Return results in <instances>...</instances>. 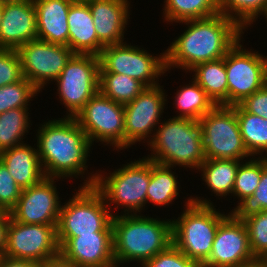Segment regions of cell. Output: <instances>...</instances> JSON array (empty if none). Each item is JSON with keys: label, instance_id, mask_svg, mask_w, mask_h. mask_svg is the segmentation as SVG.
<instances>
[{"label": "cell", "instance_id": "38", "mask_svg": "<svg viewBox=\"0 0 267 267\" xmlns=\"http://www.w3.org/2000/svg\"><path fill=\"white\" fill-rule=\"evenodd\" d=\"M141 267H199L173 243L164 251L147 260Z\"/></svg>", "mask_w": 267, "mask_h": 267}, {"label": "cell", "instance_id": "13", "mask_svg": "<svg viewBox=\"0 0 267 267\" xmlns=\"http://www.w3.org/2000/svg\"><path fill=\"white\" fill-rule=\"evenodd\" d=\"M163 87L160 84L145 88L133 101L124 105L126 150L138 142L148 144L152 140L168 104Z\"/></svg>", "mask_w": 267, "mask_h": 267}, {"label": "cell", "instance_id": "35", "mask_svg": "<svg viewBox=\"0 0 267 267\" xmlns=\"http://www.w3.org/2000/svg\"><path fill=\"white\" fill-rule=\"evenodd\" d=\"M249 246L258 262H267V210L245 218Z\"/></svg>", "mask_w": 267, "mask_h": 267}, {"label": "cell", "instance_id": "10", "mask_svg": "<svg viewBox=\"0 0 267 267\" xmlns=\"http://www.w3.org/2000/svg\"><path fill=\"white\" fill-rule=\"evenodd\" d=\"M99 56L74 54L54 81L59 101L66 108L64 117H75L99 91Z\"/></svg>", "mask_w": 267, "mask_h": 267}, {"label": "cell", "instance_id": "25", "mask_svg": "<svg viewBox=\"0 0 267 267\" xmlns=\"http://www.w3.org/2000/svg\"><path fill=\"white\" fill-rule=\"evenodd\" d=\"M242 161L233 159H206L199 167L202 181L211 194L219 199L232 196L237 169ZM201 171V172H200Z\"/></svg>", "mask_w": 267, "mask_h": 267}, {"label": "cell", "instance_id": "31", "mask_svg": "<svg viewBox=\"0 0 267 267\" xmlns=\"http://www.w3.org/2000/svg\"><path fill=\"white\" fill-rule=\"evenodd\" d=\"M146 87L138 80L117 73H99V91L119 104L133 101Z\"/></svg>", "mask_w": 267, "mask_h": 267}, {"label": "cell", "instance_id": "45", "mask_svg": "<svg viewBox=\"0 0 267 267\" xmlns=\"http://www.w3.org/2000/svg\"><path fill=\"white\" fill-rule=\"evenodd\" d=\"M103 267H120V265L116 262H113V263L106 265V266H103Z\"/></svg>", "mask_w": 267, "mask_h": 267}, {"label": "cell", "instance_id": "23", "mask_svg": "<svg viewBox=\"0 0 267 267\" xmlns=\"http://www.w3.org/2000/svg\"><path fill=\"white\" fill-rule=\"evenodd\" d=\"M0 160L21 190L36 185L45 178L35 144L33 147L23 143L2 151Z\"/></svg>", "mask_w": 267, "mask_h": 267}, {"label": "cell", "instance_id": "20", "mask_svg": "<svg viewBox=\"0 0 267 267\" xmlns=\"http://www.w3.org/2000/svg\"><path fill=\"white\" fill-rule=\"evenodd\" d=\"M91 11L99 43L103 46L124 42L130 19L131 0H85Z\"/></svg>", "mask_w": 267, "mask_h": 267}, {"label": "cell", "instance_id": "37", "mask_svg": "<svg viewBox=\"0 0 267 267\" xmlns=\"http://www.w3.org/2000/svg\"><path fill=\"white\" fill-rule=\"evenodd\" d=\"M23 78L21 61L17 50L0 49V87Z\"/></svg>", "mask_w": 267, "mask_h": 267}, {"label": "cell", "instance_id": "41", "mask_svg": "<svg viewBox=\"0 0 267 267\" xmlns=\"http://www.w3.org/2000/svg\"><path fill=\"white\" fill-rule=\"evenodd\" d=\"M39 267H78L73 262L65 258L61 253L39 263Z\"/></svg>", "mask_w": 267, "mask_h": 267}, {"label": "cell", "instance_id": "5", "mask_svg": "<svg viewBox=\"0 0 267 267\" xmlns=\"http://www.w3.org/2000/svg\"><path fill=\"white\" fill-rule=\"evenodd\" d=\"M146 146L151 154L144 157L174 169L176 166L184 167L198 173L206 160L200 124L189 118L170 117L163 120Z\"/></svg>", "mask_w": 267, "mask_h": 267}, {"label": "cell", "instance_id": "26", "mask_svg": "<svg viewBox=\"0 0 267 267\" xmlns=\"http://www.w3.org/2000/svg\"><path fill=\"white\" fill-rule=\"evenodd\" d=\"M173 167L151 161V178L147 190V203L159 207L173 204L179 196L180 183Z\"/></svg>", "mask_w": 267, "mask_h": 267}, {"label": "cell", "instance_id": "2", "mask_svg": "<svg viewBox=\"0 0 267 267\" xmlns=\"http://www.w3.org/2000/svg\"><path fill=\"white\" fill-rule=\"evenodd\" d=\"M178 23L187 27L165 50L168 73L173 68L187 73L199 63L225 57L245 33L234 20L221 13Z\"/></svg>", "mask_w": 267, "mask_h": 267}, {"label": "cell", "instance_id": "14", "mask_svg": "<svg viewBox=\"0 0 267 267\" xmlns=\"http://www.w3.org/2000/svg\"><path fill=\"white\" fill-rule=\"evenodd\" d=\"M56 226L19 223L10 216L3 256L38 264L56 256L60 253Z\"/></svg>", "mask_w": 267, "mask_h": 267}, {"label": "cell", "instance_id": "3", "mask_svg": "<svg viewBox=\"0 0 267 267\" xmlns=\"http://www.w3.org/2000/svg\"><path fill=\"white\" fill-rule=\"evenodd\" d=\"M116 214L112 217L113 252L121 267L130 262L141 267L172 244V218Z\"/></svg>", "mask_w": 267, "mask_h": 267}, {"label": "cell", "instance_id": "32", "mask_svg": "<svg viewBox=\"0 0 267 267\" xmlns=\"http://www.w3.org/2000/svg\"><path fill=\"white\" fill-rule=\"evenodd\" d=\"M219 13L234 20L244 31L259 19L266 17L267 0H219Z\"/></svg>", "mask_w": 267, "mask_h": 267}, {"label": "cell", "instance_id": "15", "mask_svg": "<svg viewBox=\"0 0 267 267\" xmlns=\"http://www.w3.org/2000/svg\"><path fill=\"white\" fill-rule=\"evenodd\" d=\"M23 77L40 92L54 82L75 54L68 46L48 43L39 39L17 49Z\"/></svg>", "mask_w": 267, "mask_h": 267}, {"label": "cell", "instance_id": "30", "mask_svg": "<svg viewBox=\"0 0 267 267\" xmlns=\"http://www.w3.org/2000/svg\"><path fill=\"white\" fill-rule=\"evenodd\" d=\"M29 109L15 108L0 114V152L25 143L32 125Z\"/></svg>", "mask_w": 267, "mask_h": 267}, {"label": "cell", "instance_id": "28", "mask_svg": "<svg viewBox=\"0 0 267 267\" xmlns=\"http://www.w3.org/2000/svg\"><path fill=\"white\" fill-rule=\"evenodd\" d=\"M235 112L244 146L250 156L267 158V119L246 112L239 104L235 105Z\"/></svg>", "mask_w": 267, "mask_h": 267}, {"label": "cell", "instance_id": "36", "mask_svg": "<svg viewBox=\"0 0 267 267\" xmlns=\"http://www.w3.org/2000/svg\"><path fill=\"white\" fill-rule=\"evenodd\" d=\"M267 210V167L262 171L260 183L253 195L242 199L230 213L238 220H244Z\"/></svg>", "mask_w": 267, "mask_h": 267}, {"label": "cell", "instance_id": "39", "mask_svg": "<svg viewBox=\"0 0 267 267\" xmlns=\"http://www.w3.org/2000/svg\"><path fill=\"white\" fill-rule=\"evenodd\" d=\"M21 189L0 160V205L9 213L17 204Z\"/></svg>", "mask_w": 267, "mask_h": 267}, {"label": "cell", "instance_id": "27", "mask_svg": "<svg viewBox=\"0 0 267 267\" xmlns=\"http://www.w3.org/2000/svg\"><path fill=\"white\" fill-rule=\"evenodd\" d=\"M190 81L185 86H179L177 93H175L173 105L175 104L174 108L177 109L175 113L178 110L179 113L173 117L189 118L198 121L206 113H209L216 104L193 78Z\"/></svg>", "mask_w": 267, "mask_h": 267}, {"label": "cell", "instance_id": "11", "mask_svg": "<svg viewBox=\"0 0 267 267\" xmlns=\"http://www.w3.org/2000/svg\"><path fill=\"white\" fill-rule=\"evenodd\" d=\"M74 118L92 145L101 142L104 146L114 147L113 151L125 149L123 104L116 103L98 91Z\"/></svg>", "mask_w": 267, "mask_h": 267}, {"label": "cell", "instance_id": "18", "mask_svg": "<svg viewBox=\"0 0 267 267\" xmlns=\"http://www.w3.org/2000/svg\"><path fill=\"white\" fill-rule=\"evenodd\" d=\"M60 253L78 267H103L115 262L113 232L57 238Z\"/></svg>", "mask_w": 267, "mask_h": 267}, {"label": "cell", "instance_id": "19", "mask_svg": "<svg viewBox=\"0 0 267 267\" xmlns=\"http://www.w3.org/2000/svg\"><path fill=\"white\" fill-rule=\"evenodd\" d=\"M0 49L17 50L37 39L36 9L33 0L2 3Z\"/></svg>", "mask_w": 267, "mask_h": 267}, {"label": "cell", "instance_id": "34", "mask_svg": "<svg viewBox=\"0 0 267 267\" xmlns=\"http://www.w3.org/2000/svg\"><path fill=\"white\" fill-rule=\"evenodd\" d=\"M39 93L40 91L25 77L15 83L1 86L0 114L15 108H29L30 101Z\"/></svg>", "mask_w": 267, "mask_h": 267}, {"label": "cell", "instance_id": "24", "mask_svg": "<svg viewBox=\"0 0 267 267\" xmlns=\"http://www.w3.org/2000/svg\"><path fill=\"white\" fill-rule=\"evenodd\" d=\"M188 72L189 74L193 72L192 78L205 90L216 105L228 106L225 57L199 63Z\"/></svg>", "mask_w": 267, "mask_h": 267}, {"label": "cell", "instance_id": "16", "mask_svg": "<svg viewBox=\"0 0 267 267\" xmlns=\"http://www.w3.org/2000/svg\"><path fill=\"white\" fill-rule=\"evenodd\" d=\"M257 262L250 250L244 221L230 213L219 224L211 254L201 267H247Z\"/></svg>", "mask_w": 267, "mask_h": 267}, {"label": "cell", "instance_id": "47", "mask_svg": "<svg viewBox=\"0 0 267 267\" xmlns=\"http://www.w3.org/2000/svg\"><path fill=\"white\" fill-rule=\"evenodd\" d=\"M2 15H3L2 3H0V23H1V20H2Z\"/></svg>", "mask_w": 267, "mask_h": 267}, {"label": "cell", "instance_id": "8", "mask_svg": "<svg viewBox=\"0 0 267 267\" xmlns=\"http://www.w3.org/2000/svg\"><path fill=\"white\" fill-rule=\"evenodd\" d=\"M154 54L144 47L126 42L106 46L99 55V73L127 75L140 81L146 88L158 86V79L167 71L165 50L161 55Z\"/></svg>", "mask_w": 267, "mask_h": 267}, {"label": "cell", "instance_id": "44", "mask_svg": "<svg viewBox=\"0 0 267 267\" xmlns=\"http://www.w3.org/2000/svg\"><path fill=\"white\" fill-rule=\"evenodd\" d=\"M247 267H267V262H257L255 264L247 266Z\"/></svg>", "mask_w": 267, "mask_h": 267}, {"label": "cell", "instance_id": "43", "mask_svg": "<svg viewBox=\"0 0 267 267\" xmlns=\"http://www.w3.org/2000/svg\"><path fill=\"white\" fill-rule=\"evenodd\" d=\"M0 267H39V264L30 260H16L2 256L0 257Z\"/></svg>", "mask_w": 267, "mask_h": 267}, {"label": "cell", "instance_id": "1", "mask_svg": "<svg viewBox=\"0 0 267 267\" xmlns=\"http://www.w3.org/2000/svg\"><path fill=\"white\" fill-rule=\"evenodd\" d=\"M52 119L40 123L36 130L38 155L45 177L63 180L81 176L84 182L80 187L94 186L98 171L88 173L87 170L93 145L86 133L74 117Z\"/></svg>", "mask_w": 267, "mask_h": 267}, {"label": "cell", "instance_id": "40", "mask_svg": "<svg viewBox=\"0 0 267 267\" xmlns=\"http://www.w3.org/2000/svg\"><path fill=\"white\" fill-rule=\"evenodd\" d=\"M239 105L246 111L267 119V83L247 96Z\"/></svg>", "mask_w": 267, "mask_h": 267}, {"label": "cell", "instance_id": "7", "mask_svg": "<svg viewBox=\"0 0 267 267\" xmlns=\"http://www.w3.org/2000/svg\"><path fill=\"white\" fill-rule=\"evenodd\" d=\"M66 202L61 205L56 226L57 238L113 232L112 217L117 214L110 212L104 198L93 186L78 187Z\"/></svg>", "mask_w": 267, "mask_h": 267}, {"label": "cell", "instance_id": "21", "mask_svg": "<svg viewBox=\"0 0 267 267\" xmlns=\"http://www.w3.org/2000/svg\"><path fill=\"white\" fill-rule=\"evenodd\" d=\"M75 0H33L36 9L37 39L68 46V12Z\"/></svg>", "mask_w": 267, "mask_h": 267}, {"label": "cell", "instance_id": "9", "mask_svg": "<svg viewBox=\"0 0 267 267\" xmlns=\"http://www.w3.org/2000/svg\"><path fill=\"white\" fill-rule=\"evenodd\" d=\"M198 122L201 127L206 159L244 161V159L251 158L242 140L235 105H216Z\"/></svg>", "mask_w": 267, "mask_h": 267}, {"label": "cell", "instance_id": "17", "mask_svg": "<svg viewBox=\"0 0 267 267\" xmlns=\"http://www.w3.org/2000/svg\"><path fill=\"white\" fill-rule=\"evenodd\" d=\"M57 181L59 178L45 177L40 183L22 189L10 216L24 224L57 225L62 204Z\"/></svg>", "mask_w": 267, "mask_h": 267}, {"label": "cell", "instance_id": "42", "mask_svg": "<svg viewBox=\"0 0 267 267\" xmlns=\"http://www.w3.org/2000/svg\"><path fill=\"white\" fill-rule=\"evenodd\" d=\"M9 220L10 213L0 215V257H2L5 252Z\"/></svg>", "mask_w": 267, "mask_h": 267}, {"label": "cell", "instance_id": "33", "mask_svg": "<svg viewBox=\"0 0 267 267\" xmlns=\"http://www.w3.org/2000/svg\"><path fill=\"white\" fill-rule=\"evenodd\" d=\"M266 167V157H252L240 163L232 191V196H235L234 199L237 197L238 203L245 197L253 195Z\"/></svg>", "mask_w": 267, "mask_h": 267}, {"label": "cell", "instance_id": "29", "mask_svg": "<svg viewBox=\"0 0 267 267\" xmlns=\"http://www.w3.org/2000/svg\"><path fill=\"white\" fill-rule=\"evenodd\" d=\"M163 22L178 23L219 13V0H164Z\"/></svg>", "mask_w": 267, "mask_h": 267}, {"label": "cell", "instance_id": "48", "mask_svg": "<svg viewBox=\"0 0 267 267\" xmlns=\"http://www.w3.org/2000/svg\"><path fill=\"white\" fill-rule=\"evenodd\" d=\"M12 1H19V0H0V3H7V2H12Z\"/></svg>", "mask_w": 267, "mask_h": 267}, {"label": "cell", "instance_id": "4", "mask_svg": "<svg viewBox=\"0 0 267 267\" xmlns=\"http://www.w3.org/2000/svg\"><path fill=\"white\" fill-rule=\"evenodd\" d=\"M183 211L172 219V243L201 267L211 254L219 224L230 214L203 197L185 199Z\"/></svg>", "mask_w": 267, "mask_h": 267}, {"label": "cell", "instance_id": "22", "mask_svg": "<svg viewBox=\"0 0 267 267\" xmlns=\"http://www.w3.org/2000/svg\"><path fill=\"white\" fill-rule=\"evenodd\" d=\"M68 47L75 54L99 56L104 48L98 41L93 17L86 1L75 0L68 12Z\"/></svg>", "mask_w": 267, "mask_h": 267}, {"label": "cell", "instance_id": "12", "mask_svg": "<svg viewBox=\"0 0 267 267\" xmlns=\"http://www.w3.org/2000/svg\"><path fill=\"white\" fill-rule=\"evenodd\" d=\"M242 39L225 55L228 106L239 104L267 83V56L244 48Z\"/></svg>", "mask_w": 267, "mask_h": 267}, {"label": "cell", "instance_id": "6", "mask_svg": "<svg viewBox=\"0 0 267 267\" xmlns=\"http://www.w3.org/2000/svg\"><path fill=\"white\" fill-rule=\"evenodd\" d=\"M98 170L94 188L102 195L110 212L121 209V214H141L147 207V190L151 178V160L135 159L113 172ZM107 176H106V175Z\"/></svg>", "mask_w": 267, "mask_h": 267}, {"label": "cell", "instance_id": "46", "mask_svg": "<svg viewBox=\"0 0 267 267\" xmlns=\"http://www.w3.org/2000/svg\"><path fill=\"white\" fill-rule=\"evenodd\" d=\"M8 212L0 205V215L7 214Z\"/></svg>", "mask_w": 267, "mask_h": 267}]
</instances>
